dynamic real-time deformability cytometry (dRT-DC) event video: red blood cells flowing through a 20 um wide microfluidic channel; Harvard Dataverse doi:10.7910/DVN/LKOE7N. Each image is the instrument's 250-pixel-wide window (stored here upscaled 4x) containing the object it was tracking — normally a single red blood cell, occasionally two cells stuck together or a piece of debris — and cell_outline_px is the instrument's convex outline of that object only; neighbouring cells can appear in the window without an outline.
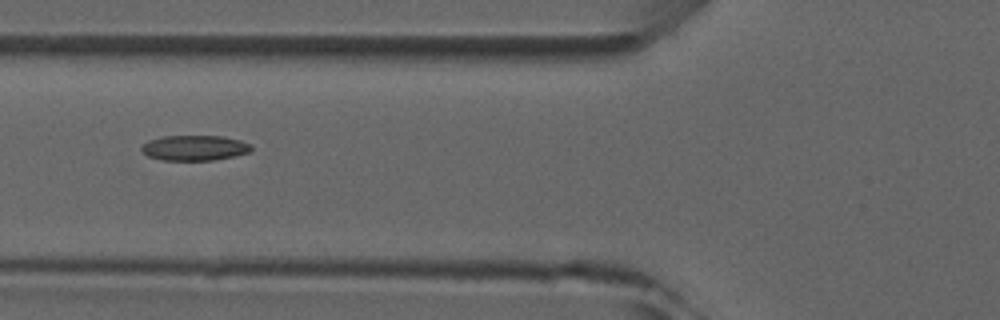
{"species": "common noctule bat (a hibernating species)", "species_latin": "Nyctalus noctula", "temperature_condition": "room temperature", "stored_images_in_passage": 5, "camera_frame_rate_fps": 3000, "um_per_image_px": 0.085, "animal": {"sex": "male", "forearm_length_mm": 52.5}, "frame": {"image": 1, "passage_image": 5, "time_ms": 5.333, "image_size_px": [1000, 320], "cell_outline_px": [[252, 152], [212, 160], [164, 160], [148, 156], [140, 148], [148, 140], [160, 136], [224, 136], [240, 140], [252, 144]], "centroid_in_image_um": [16.56, 12.56], "position_along_channel_um": 109.2, "area_um2": 16.18}}